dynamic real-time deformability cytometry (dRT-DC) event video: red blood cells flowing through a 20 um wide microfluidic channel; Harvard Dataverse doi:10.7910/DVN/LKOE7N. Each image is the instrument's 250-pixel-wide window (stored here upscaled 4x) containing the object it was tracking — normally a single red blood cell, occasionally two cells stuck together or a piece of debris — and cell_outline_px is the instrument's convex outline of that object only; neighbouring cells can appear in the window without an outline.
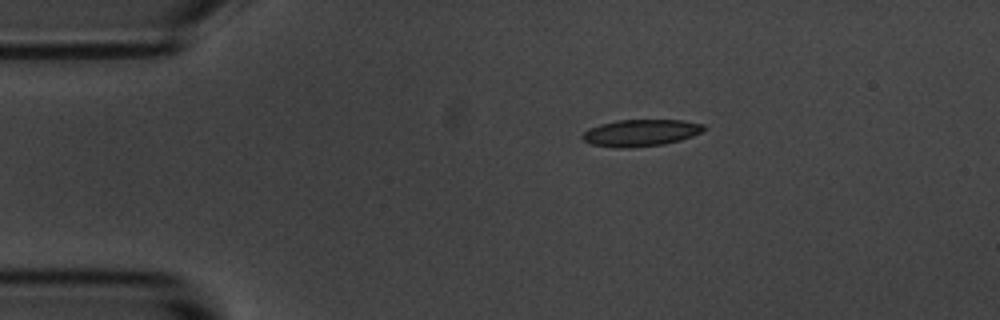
{"species": "common noctule bat (a hibernating species)", "species_latin": "Nyctalus noctula", "temperature_condition": "room temperature", "stored_images_in_passage": 3, "camera_frame_rate_fps": 3000, "um_per_image_px": 0.085, "animal": {"sex": "male", "body_mass_g": 20.1, "forearm_length_mm": 53.5}, "frame": {"image": 1, "passage_image": 1, "time_ms": 0.0, "image_size_px": [1000, 320], "cell_outline_px": [[704, 132], [680, 140], [664, 144], [628, 148], [620, 148], [592, 144], [584, 140], [580, 136], [588, 128], [600, 124], [616, 120], [684, 120], [704, 124]], "centroid_in_image_um": [54.47, 11.28], "position_along_channel_um": 30.5, "area_um2": 19.02}}
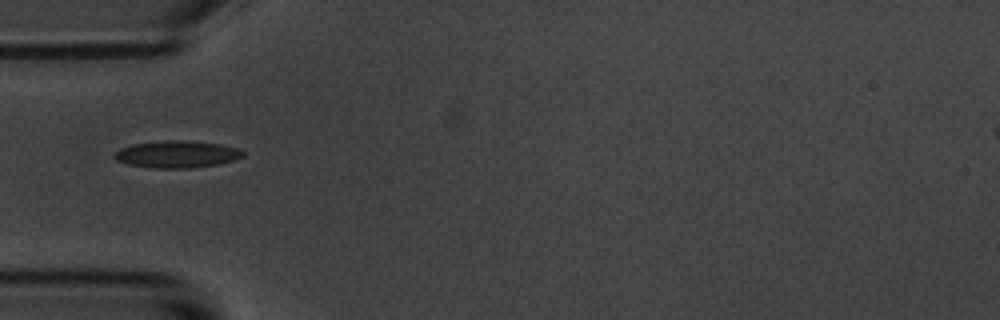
{"frame": {"image": 2, "passage_image": 3, "time_ms": 2.333, "image_size_px": [1000, 320], "cell_outline_px": [[244, 156], [236, 160], [220, 164], [192, 168], [152, 168], [128, 164], [116, 160], [112, 156], [120, 148], [132, 144], [168, 140], [180, 140], [220, 144], [240, 148], [244, 152]], "centroid_in_image_um": [15.07, 13.12], "position_along_channel_um": 69.9, "area_um2": 20.4}}